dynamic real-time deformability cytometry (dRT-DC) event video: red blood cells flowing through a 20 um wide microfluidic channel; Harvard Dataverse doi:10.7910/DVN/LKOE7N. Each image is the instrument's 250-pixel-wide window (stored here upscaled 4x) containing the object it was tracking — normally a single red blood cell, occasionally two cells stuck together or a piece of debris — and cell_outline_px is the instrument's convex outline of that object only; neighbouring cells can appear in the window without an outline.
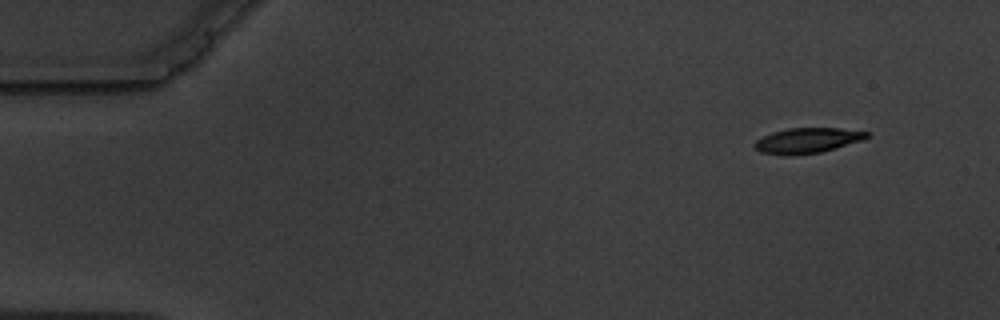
{"species": "common noctule bat (a hibernating species)", "species_latin": "Nyctalus noctula", "temperature_condition": "warm", "stored_images_in_passage": 5, "camera_frame_rate_fps": 3000, "um_per_image_px": 0.085, "animal": {"sex": "male", "body_mass_g": 19.5, "forearm_length_mm": 54.6}, "frame": {"image": 1, "passage_image": 1, "time_ms": 0.0, "image_size_px": [1000, 320], "cell_outline_px": [[868, 136], [864, 140], [820, 152], [760, 152], [752, 144], [756, 140], [772, 132], [788, 128], [840, 128], [868, 132]], "centroid_in_image_um": [68.68, 11.88], "position_along_channel_um": 16.3, "area_um2": 15.61}}
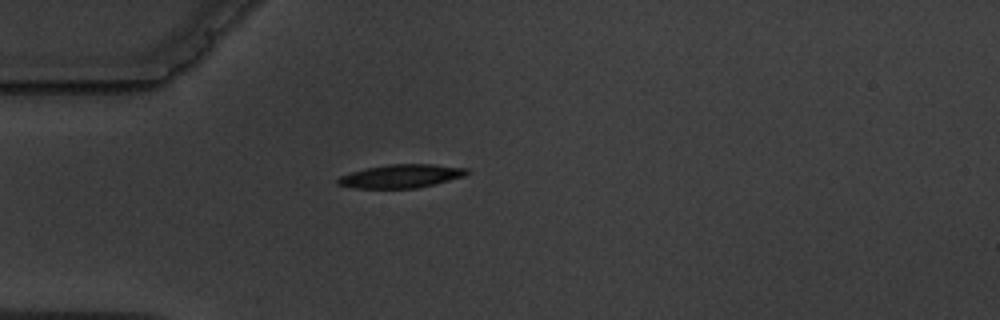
{"frame": {"image": 2, "passage_image": 4, "time_ms": 3.667, "image_size_px": [1000, 320], "cell_outline_px": [[468, 172], [464, 176], [416, 188], [352, 188], [336, 184], [336, 180], [340, 176], [364, 168], [388, 164], [432, 164], [468, 168]], "centroid_in_image_um": [34.04, 14.96], "position_along_channel_um": 51.0, "area_um2": 17.51}}